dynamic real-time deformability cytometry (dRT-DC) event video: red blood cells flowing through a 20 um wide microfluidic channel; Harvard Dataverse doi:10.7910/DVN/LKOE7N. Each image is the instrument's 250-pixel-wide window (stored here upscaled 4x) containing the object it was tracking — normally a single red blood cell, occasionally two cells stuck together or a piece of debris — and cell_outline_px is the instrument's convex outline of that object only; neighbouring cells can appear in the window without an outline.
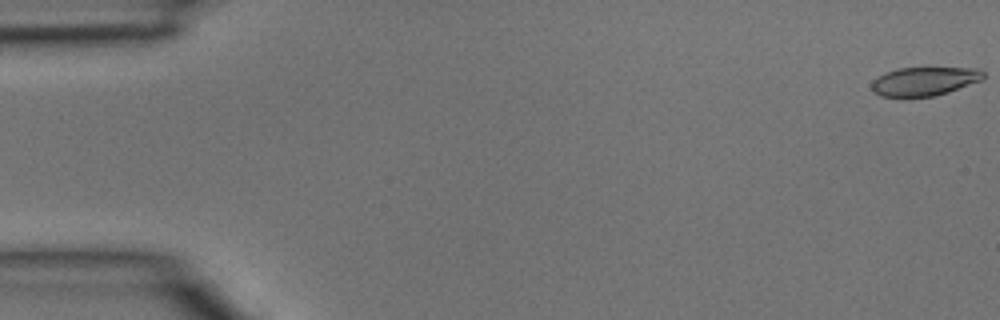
{"species": "common noctule bat (a hibernating species)", "species_latin": "Nyctalus noctula", "temperature_condition": "room temperature", "stored_images_in_passage": 3, "camera_frame_rate_fps": 3000, "um_per_image_px": 0.085, "animal": {"sex": "male", "body_mass_g": 15.6}, "frame": {"image": 1, "passage_image": 1, "time_ms": 0.0, "image_size_px": [1000, 320], "cell_outline_px": [[984, 80], [936, 96], [908, 100], [880, 96], [872, 92], [872, 80], [876, 76], [884, 72], [896, 68], [980, 68], [984, 72]], "centroid_in_image_um": [78.51, 6.95], "position_along_channel_um": 6.5, "area_um2": 19.71}}